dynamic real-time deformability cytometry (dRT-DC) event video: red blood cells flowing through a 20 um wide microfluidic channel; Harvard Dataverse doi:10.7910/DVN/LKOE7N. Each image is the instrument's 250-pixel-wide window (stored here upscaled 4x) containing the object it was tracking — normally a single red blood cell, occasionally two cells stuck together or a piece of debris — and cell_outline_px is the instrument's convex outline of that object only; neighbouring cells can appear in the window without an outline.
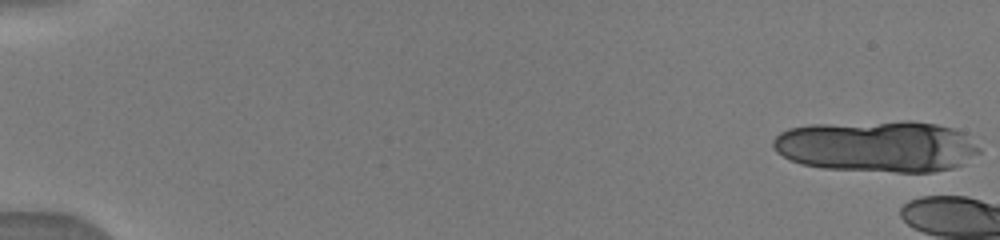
{"species": "human", "species_latin": "Homo sapiens", "temperature_condition": "warm", "stored_images_in_passage": 8, "camera_frame_rate_fps": 3000, "um_per_image_px": 0.085, "donor": {"sex": "male"}, "frame": {"image": 1, "passage_image": 1, "time_ms": 0.0, "image_size_px": [1000, 240], "cell_outline_px": [[980, 152], [956, 168], [932, 172], [896, 172], [824, 168], [800, 164], [776, 152], [772, 144], [772, 140], [780, 132], [788, 128], [808, 124], [904, 120], [912, 120], [936, 124], [952, 128], [964, 132], [980, 148]], "centroid_in_image_um": [74.55, 12.42], "position_along_channel_um": 10.4, "area_um2": 62.54}}